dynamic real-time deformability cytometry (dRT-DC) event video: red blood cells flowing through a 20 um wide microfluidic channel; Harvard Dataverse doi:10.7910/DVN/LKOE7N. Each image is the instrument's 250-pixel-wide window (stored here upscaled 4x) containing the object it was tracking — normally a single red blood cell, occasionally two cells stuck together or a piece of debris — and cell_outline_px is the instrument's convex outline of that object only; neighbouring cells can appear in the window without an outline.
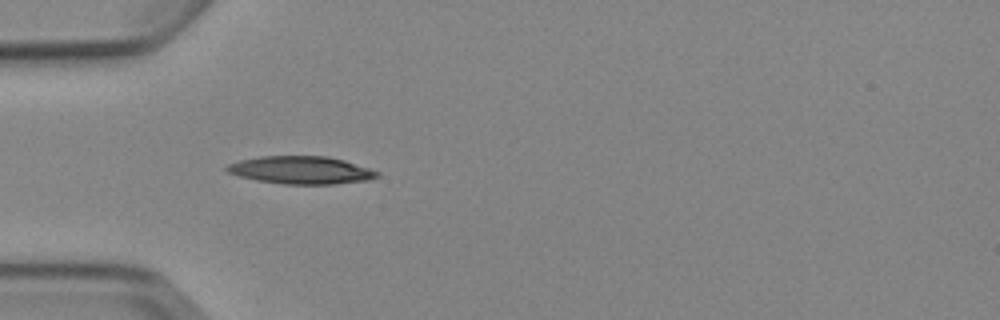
{"species": "Egyptian fruit bat (a non-hibernating species)", "species_latin": "Rousettus aegyptiacus", "temperature_condition": "cold", "stored_images_in_passage": 4, "camera_frame_rate_fps": 3000, "um_per_image_px": 0.085, "animal": {"sex": "female"}, "frame": {"image": 1, "passage_image": 4, "time_ms": 3.333, "image_size_px": [1000, 320], "cell_outline_px": [[380, 176], [368, 180], [336, 184], [284, 184], [256, 180], [240, 176], [228, 172], [224, 168], [228, 164], [240, 160], [260, 156], [328, 156], [344, 160], [380, 172]], "centroid_in_image_um": [25.6, 14.46], "position_along_channel_um": 59.4, "area_um2": 24.28}}